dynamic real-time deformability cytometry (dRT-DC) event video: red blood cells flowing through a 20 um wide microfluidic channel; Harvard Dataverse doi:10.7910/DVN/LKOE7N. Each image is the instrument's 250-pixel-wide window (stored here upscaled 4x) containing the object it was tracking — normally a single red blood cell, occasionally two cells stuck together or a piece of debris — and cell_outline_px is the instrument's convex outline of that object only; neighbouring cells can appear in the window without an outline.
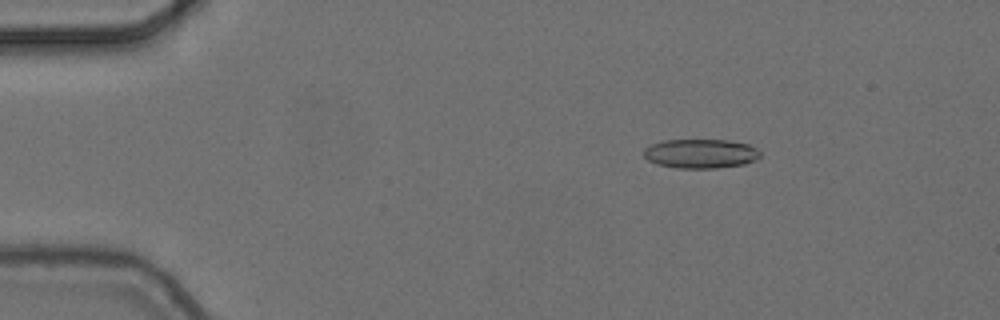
{"species": "common noctule bat (a hibernating species)", "species_latin": "Nyctalus noctula", "temperature_condition": "cold", "stored_images_in_passage": 5, "camera_frame_rate_fps": 3000, "um_per_image_px": 0.085, "animal": {"sex": "female", "body_mass_g": 24.6, "forearm_length_mm": 56.2}, "frame": {"image": 1, "passage_image": 3, "time_ms": 0.667, "image_size_px": [1000, 320], "cell_outline_px": [[760, 156], [756, 160], [744, 164], [716, 168], [676, 168], [656, 164], [648, 160], [644, 156], [644, 148], [652, 144], [664, 140], [728, 140], [748, 144], [756, 148], [760, 152]], "centroid_in_image_um": [59.55, 13.06], "position_along_channel_um": 25.4, "area_um2": 19.88}}